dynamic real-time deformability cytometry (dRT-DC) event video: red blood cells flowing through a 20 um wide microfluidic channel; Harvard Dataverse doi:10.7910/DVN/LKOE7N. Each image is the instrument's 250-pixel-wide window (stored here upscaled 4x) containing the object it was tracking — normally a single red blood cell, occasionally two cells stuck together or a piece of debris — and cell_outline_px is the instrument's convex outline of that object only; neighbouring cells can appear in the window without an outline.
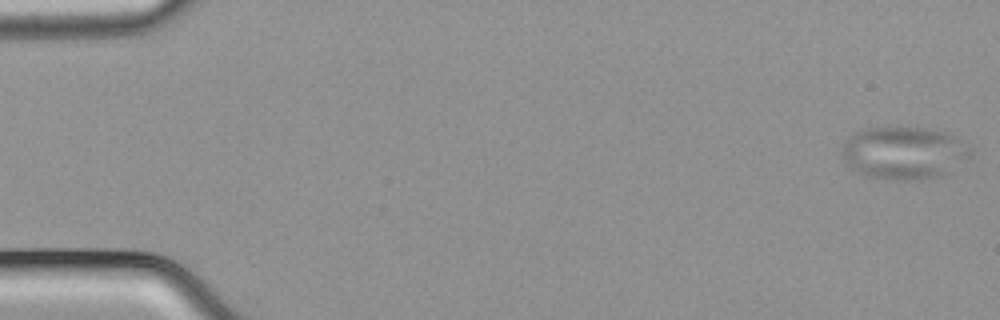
{"species": "common noctule bat (a hibernating species)", "species_latin": "Nyctalus noctula", "temperature_condition": "cold", "stored_images_in_passage": 54, "camera_frame_rate_fps": 3000, "um_per_image_px": 0.085, "animal": {"sex": "male", "body_mass_g": 21.5, "forearm_length_mm": 52.0}, "frame": {"image": 1, "passage_image": 1, "time_ms": 0.0, "image_size_px": [1000, 320], "cell_outline_px": [[972, 152], [968, 156], [944, 172], [936, 176], [920, 180], [904, 180], [864, 176], [848, 164], [840, 156], [840, 152], [848, 136], [852, 132], [868, 128], [924, 128], [948, 132], [956, 136], [972, 148]], "centroid_in_image_um": [76.78, 12.97], "position_along_channel_um": 8.2, "area_um2": 38.96}}
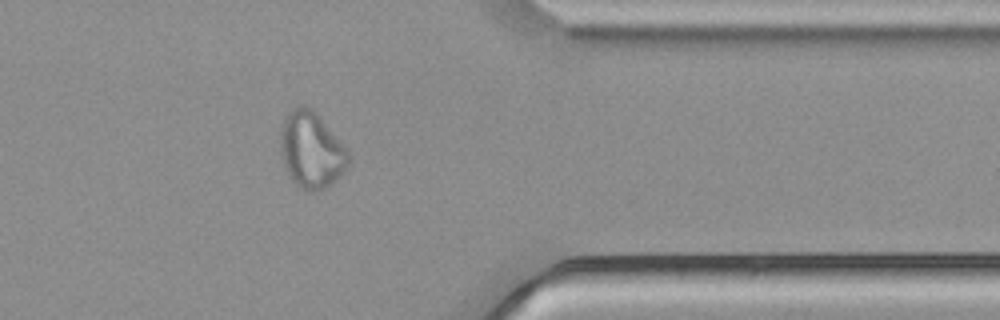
{"frame": {"image": 2, "passage_image": 44, "time_ms": 14.333, "image_size_px": [1000, 320], "cell_outline_px": [[348, 168], [336, 180], [320, 192], [312, 192], [300, 188], [288, 176], [280, 152], [280, 132], [284, 120], [288, 112], [296, 104], [304, 104], [312, 108], [320, 116], [348, 152]], "centroid_in_image_um": [26.44, 12.75], "position_along_channel_um": 385.0, "area_um2": 30.46}}
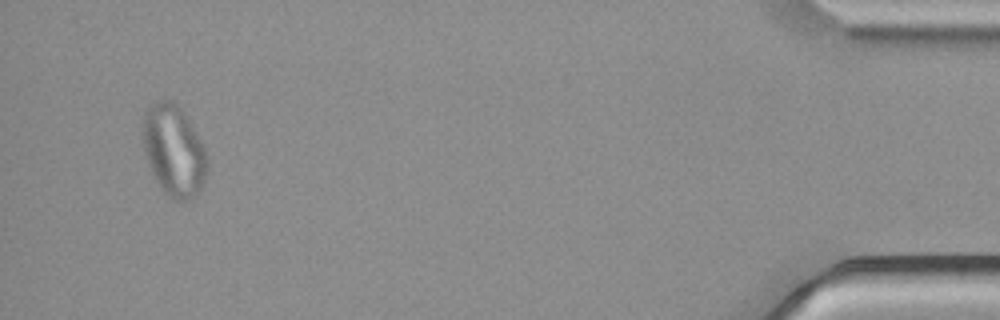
{"frame": {"image": 3, "passage_image": 52, "time_ms": 17.0, "image_size_px": [1000, 320], "cell_outline_px": [[208, 168], [204, 180], [200, 188], [188, 200], [172, 200], [160, 188], [148, 164], [144, 152], [144, 112], [148, 104], [160, 100], [172, 100], [184, 112], [204, 148], [208, 164]], "centroid_in_image_um": [14.76, 12.79], "position_along_channel_um": 420.4, "area_um2": 33.81}}